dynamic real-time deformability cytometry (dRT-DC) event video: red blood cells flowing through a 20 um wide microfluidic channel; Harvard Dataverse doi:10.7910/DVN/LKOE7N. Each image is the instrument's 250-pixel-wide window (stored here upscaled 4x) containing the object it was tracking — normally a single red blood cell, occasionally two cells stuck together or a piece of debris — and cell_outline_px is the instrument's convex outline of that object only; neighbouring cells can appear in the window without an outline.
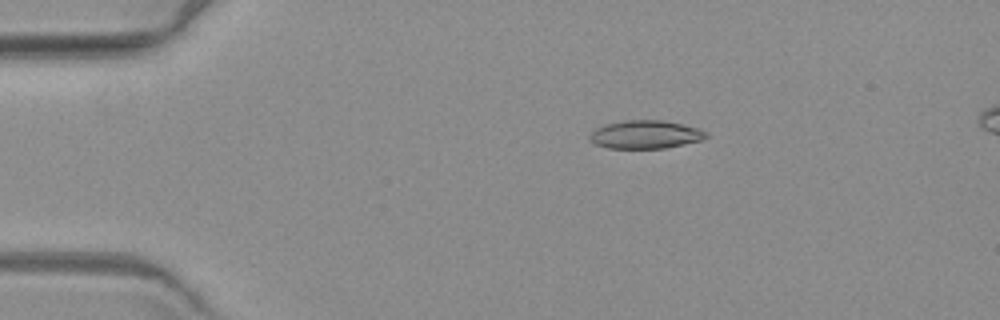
{"species": "common noctule bat (a hibernating species)", "species_latin": "Nyctalus noctula", "temperature_condition": "warm", "stored_images_in_passage": 5, "segment_of_instrument_passage": [1, 2], "camera_frame_rate_fps": 3000, "um_per_image_px": 0.085, "animal": {"sex": "female", "body_mass_g": 19.3, "forearm_length_mm": 54.1}, "frame": {"image": 1, "passage_image": 2, "time_ms": 2.0, "image_size_px": [1000, 320], "cell_outline_px": [[708, 136], [704, 140], [664, 148], [608, 148], [596, 144], [588, 140], [588, 136], [596, 128], [604, 124], [624, 120], [660, 120], [700, 128], [708, 132]], "centroid_in_image_um": [54.86, 11.43], "position_along_channel_um": 30.1, "area_um2": 19.25}}